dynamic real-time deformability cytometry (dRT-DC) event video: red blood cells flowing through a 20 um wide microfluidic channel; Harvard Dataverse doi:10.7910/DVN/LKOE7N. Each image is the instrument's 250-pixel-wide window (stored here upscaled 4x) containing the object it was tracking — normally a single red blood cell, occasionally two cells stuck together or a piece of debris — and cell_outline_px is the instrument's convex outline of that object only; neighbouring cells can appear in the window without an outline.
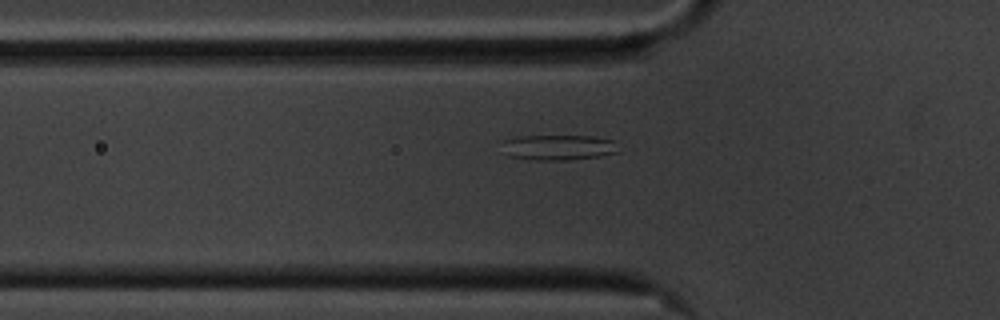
{"species": "common noctule bat (a hibernating species)", "species_latin": "Nyctalus noctula", "temperature_condition": "cold", "stored_images_in_passage": 48, "camera_frame_rate_fps": 3000, "um_per_image_px": 0.085, "animal": {"sex": "male", "body_mass_g": 20.1, "forearm_length_mm": 53.5}, "frame": {"image": 1, "passage_image": 15, "time_ms": 4.667, "image_size_px": [1000, 320], "cell_outline_px": [[620, 152], [600, 156], [568, 160], [528, 160], [508, 156], [500, 140], [520, 136], [592, 136], [612, 140]], "centroid_in_image_um": [47.42, 12.53], "position_along_channel_um": 78.4, "area_um2": 17.34}}
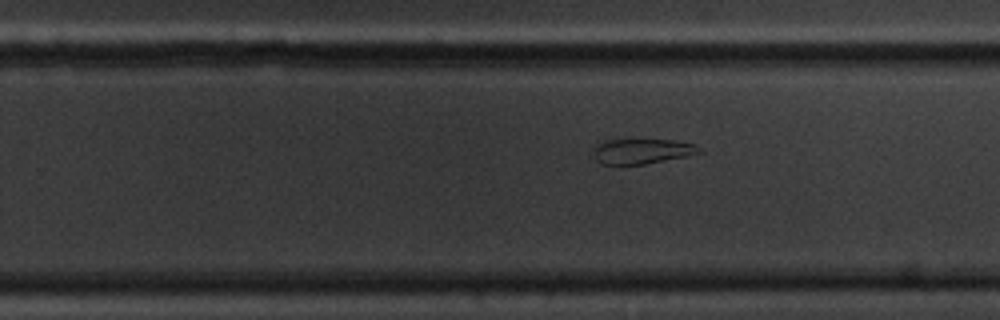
{"frame": {"image": 2, "passage_image": 32, "time_ms": 10.333, "image_size_px": [1000, 320], "cell_outline_px": [[704, 152], [688, 156], [644, 164], [600, 164], [596, 160], [596, 144], [600, 140], [672, 140], [696, 144]], "centroid_in_image_um": [54.62, 12.85], "position_along_channel_um": 275.2, "area_um2": 15.37}}
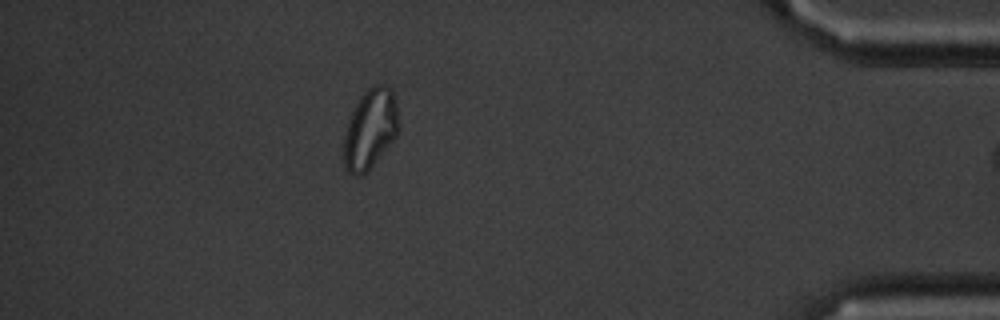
{"frame": {"image": 3, "passage_image": 47, "time_ms": 15.333, "image_size_px": [1000, 320], "cell_outline_px": [[400, 128], [396, 136], [368, 172], [364, 176], [352, 176], [344, 168], [344, 136], [352, 112], [360, 96], [368, 88], [376, 84], [388, 84], [392, 88], [396, 104]], "centroid_in_image_um": [31.48, 10.98], "position_along_channel_um": 403.7, "area_um2": 25.84}}